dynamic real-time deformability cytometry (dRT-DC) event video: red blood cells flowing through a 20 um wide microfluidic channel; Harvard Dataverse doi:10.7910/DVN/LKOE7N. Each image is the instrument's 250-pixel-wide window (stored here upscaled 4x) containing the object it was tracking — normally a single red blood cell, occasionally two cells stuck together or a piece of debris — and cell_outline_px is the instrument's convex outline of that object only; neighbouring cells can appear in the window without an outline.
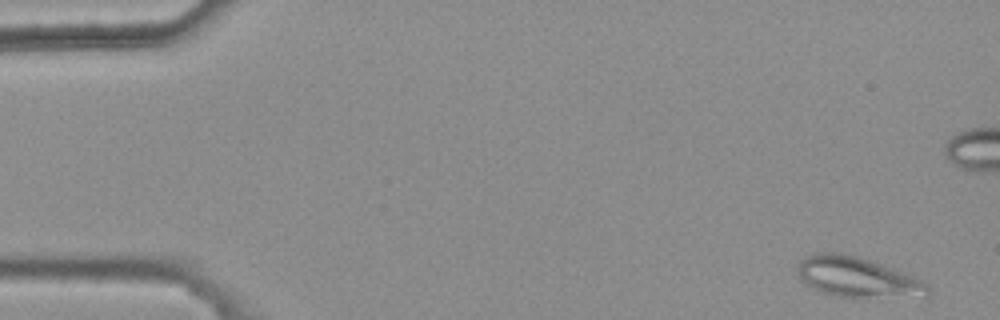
{"species": "common noctule bat (a hibernating species)", "species_latin": "Nyctalus noctula", "temperature_condition": "warm", "stored_images_in_passage": 5, "camera_frame_rate_fps": 3000, "um_per_image_px": 0.085, "animal": {"sex": "female", "body_mass_g": 25.1}, "frame": {"image": 1, "passage_image": 1, "time_ms": 0.0, "image_size_px": [1000, 320], "cell_outline_px": [[928, 296], [832, 296], [820, 292], [804, 284], [796, 268], [800, 260], [816, 252], [840, 252], [860, 256], [892, 268], [912, 276], [928, 284]], "centroid_in_image_um": [72.79, 23.53], "position_along_channel_um": 12.2, "area_um2": 30.17}}